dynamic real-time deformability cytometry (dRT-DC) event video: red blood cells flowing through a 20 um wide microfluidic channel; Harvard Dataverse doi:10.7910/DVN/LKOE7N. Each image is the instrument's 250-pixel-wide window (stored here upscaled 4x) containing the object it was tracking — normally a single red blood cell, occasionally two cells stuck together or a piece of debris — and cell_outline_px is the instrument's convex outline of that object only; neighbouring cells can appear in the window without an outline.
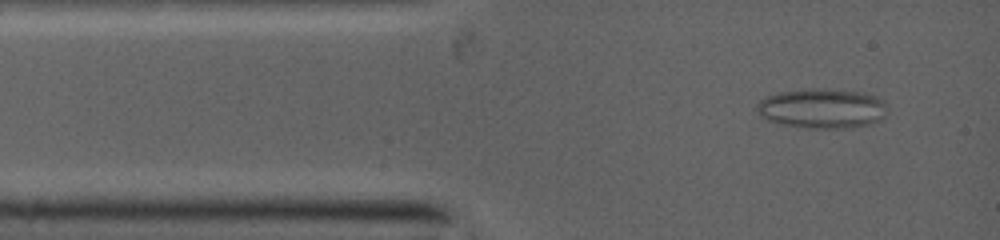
{"species": "common noctule bat (a hibernating species)", "species_latin": "Nyctalus noctula", "temperature_condition": "warm", "stored_images_in_passage": 6, "camera_frame_rate_fps": 5000, "um_per_image_px": 0.085, "animal": {"sex": "female", "body_mass_g": 19.0, "forearm_length_mm": 53.3}, "frame": {"image": 1, "passage_image": 2, "time_ms": 0.4, "image_size_px": [1000, 240], "cell_outline_px": [[884, 116], [876, 120], [864, 124], [828, 128], [816, 128], [788, 124], [768, 120], [756, 108], [756, 104], [760, 100], [776, 92], [804, 88], [836, 88], [864, 92], [876, 96], [884, 100]], "centroid_in_image_um": [69.85, 9.14], "position_along_channel_um": 15.1, "area_um2": 29.65}}
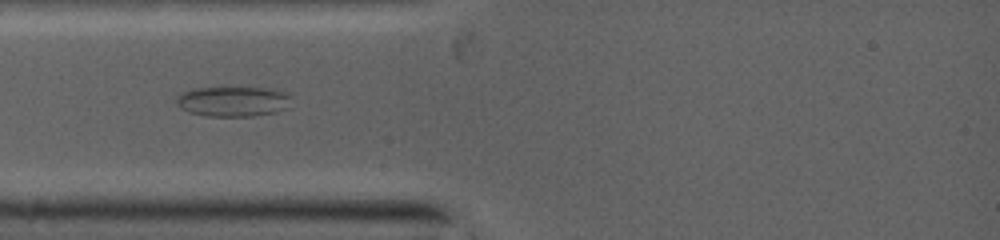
{"frame": {"image": 2, "passage_image": 5, "time_ms": 2.4, "image_size_px": [1000, 240], "cell_outline_px": [[292, 96], [284, 108], [272, 112], [252, 116], [208, 116], [192, 112], [184, 108], [180, 104], [180, 96], [184, 92], [196, 88], [268, 88]], "centroid_in_image_um": [19.85, 8.62], "position_along_channel_um": 65.2, "area_um2": 19.13}}